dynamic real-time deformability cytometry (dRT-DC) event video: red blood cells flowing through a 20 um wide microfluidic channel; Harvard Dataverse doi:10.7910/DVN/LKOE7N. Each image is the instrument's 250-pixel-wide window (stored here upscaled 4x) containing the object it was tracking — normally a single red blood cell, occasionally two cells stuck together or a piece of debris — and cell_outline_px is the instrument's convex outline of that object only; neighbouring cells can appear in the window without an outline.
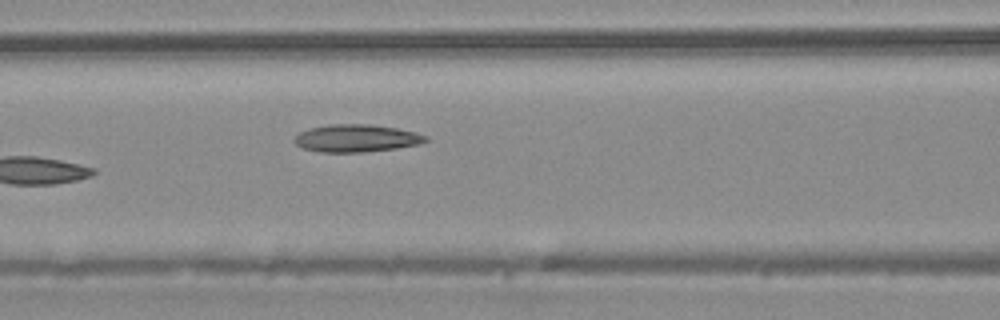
{"species": "common noctule bat (a hibernating species)", "species_latin": "Nyctalus noctula", "temperature_condition": "warm", "stored_images_in_passage": 6, "camera_frame_rate_fps": 3000, "um_per_image_px": 0.085, "animal": {"sex": "male", "body_mass_g": 20.4}, "frame": {"image": 1, "passage_image": 6, "time_ms": 1.667, "image_size_px": [1000, 320], "cell_outline_px": [[428, 140], [420, 144], [396, 148], [364, 152], [320, 152], [304, 148], [296, 144], [292, 140], [300, 132], [308, 128], [328, 124], [368, 124], [396, 128], [416, 132], [428, 136]], "centroid_in_image_um": [30.29, 11.74], "position_along_channel_um": 136.3, "area_um2": 21.1}}